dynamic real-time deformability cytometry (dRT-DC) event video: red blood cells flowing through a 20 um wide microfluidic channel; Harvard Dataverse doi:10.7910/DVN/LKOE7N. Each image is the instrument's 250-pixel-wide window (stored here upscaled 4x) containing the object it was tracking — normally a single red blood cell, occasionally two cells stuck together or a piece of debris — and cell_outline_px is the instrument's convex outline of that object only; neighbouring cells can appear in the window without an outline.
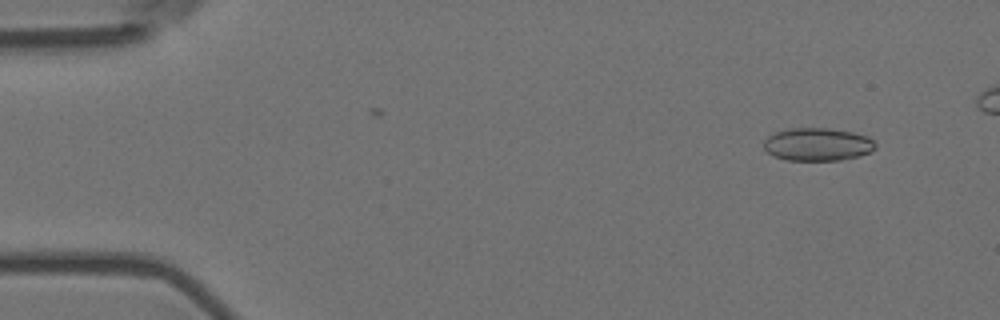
{"species": "Egyptian fruit bat (a non-hibernating species)", "species_latin": "Rousettus aegyptiacus", "temperature_condition": "room temperature", "stored_images_in_passage": 2, "camera_frame_rate_fps": 3000, "um_per_image_px": 0.085, "animal": {"sex": "female"}, "frame": {"image": 1, "passage_image": 1, "time_ms": 0.0, "image_size_px": [1000, 320], "cell_outline_px": [[876, 148], [872, 152], [860, 156], [840, 160], [788, 160], [772, 156], [764, 148], [764, 140], [768, 136], [776, 132], [788, 128], [828, 128], [852, 132], [868, 136], [876, 144]], "centroid_in_image_um": [69.51, 12.27], "position_along_channel_um": 15.5, "area_um2": 21.56}}